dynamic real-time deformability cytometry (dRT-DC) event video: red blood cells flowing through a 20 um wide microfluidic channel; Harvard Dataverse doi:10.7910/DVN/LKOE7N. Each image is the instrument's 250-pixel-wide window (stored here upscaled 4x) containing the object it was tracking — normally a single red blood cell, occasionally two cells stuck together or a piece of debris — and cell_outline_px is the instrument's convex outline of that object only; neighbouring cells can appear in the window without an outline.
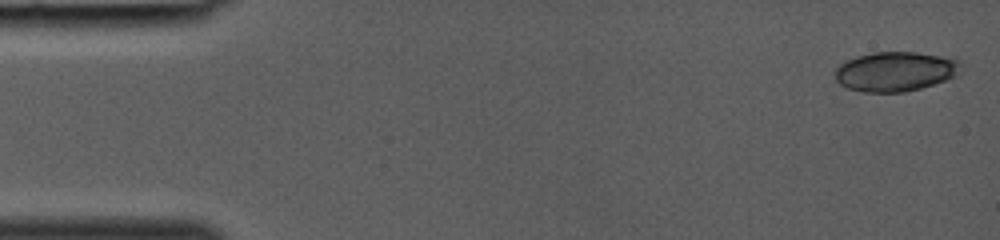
{"species": "common noctule bat (a hibernating species)", "species_latin": "Nyctalus noctula", "temperature_condition": "room temperature", "stored_images_in_passage": 38, "camera_frame_rate_fps": 3000, "um_per_image_px": 0.085, "animal": {"sex": "female", "body_mass_g": 19.0, "forearm_length_mm": 53.3}, "frame": {"image": 1, "passage_image": 1, "time_ms": 0.0, "image_size_px": [1000, 240], "cell_outline_px": [[960, 72], [956, 76], [920, 88], [904, 92], [860, 92], [848, 88], [840, 84], [836, 80], [836, 68], [840, 64], [856, 56], [872, 52], [916, 52], [940, 56], [960, 60]], "centroid_in_image_um": [76.09, 6.07], "position_along_channel_um": 8.9, "area_um2": 28.9}}
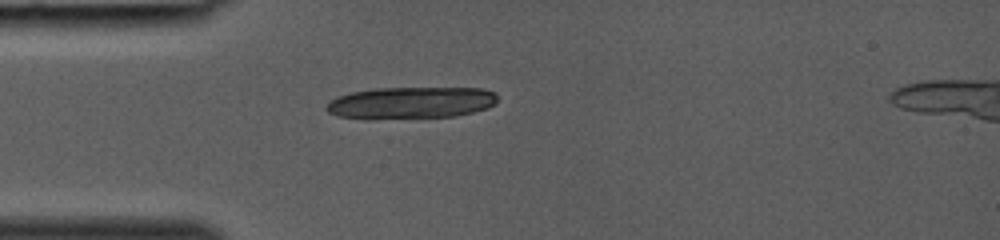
{"frame": {"image": 2, "passage_image": 11, "time_ms": 3.333, "image_size_px": [1000, 240], "cell_outline_px": [[496, 104], [488, 108], [456, 116], [372, 120], [364, 120], [336, 116], [328, 112], [324, 108], [336, 96], [352, 92], [376, 88], [484, 88], [496, 92]], "centroid_in_image_um": [34.9, 8.75], "position_along_channel_um": 50.1, "area_um2": 32.43}}